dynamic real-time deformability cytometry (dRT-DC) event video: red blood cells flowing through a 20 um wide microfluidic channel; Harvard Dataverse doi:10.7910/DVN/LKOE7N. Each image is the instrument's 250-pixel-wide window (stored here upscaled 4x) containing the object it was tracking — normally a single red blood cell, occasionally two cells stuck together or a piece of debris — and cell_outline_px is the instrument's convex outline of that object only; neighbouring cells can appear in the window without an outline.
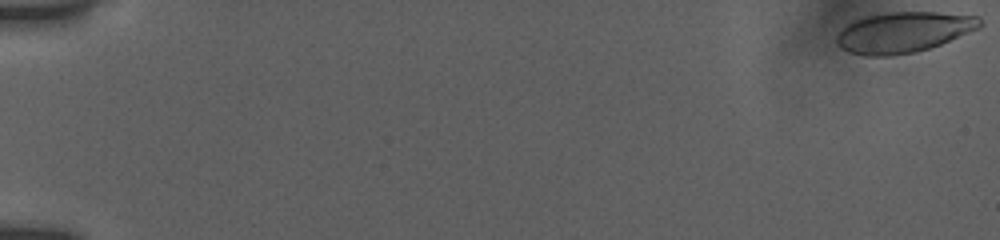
{"species": "human", "species_latin": "Homo sapiens", "temperature_condition": "room temperature", "stored_images_in_passage": 56, "camera_frame_rate_fps": 3000, "um_per_image_px": 0.085, "donor": {"sex": "female"}, "frame": {"image": 1, "passage_image": 1, "time_ms": 0.0, "image_size_px": [1000, 240], "cell_outline_px": [[984, 24], [980, 28], [940, 44], [916, 52], [892, 56], [864, 56], [848, 52], [840, 48], [836, 44], [836, 36], [852, 20], [884, 12], [936, 12], [980, 16]], "centroid_in_image_um": [76.8, 2.74], "position_along_channel_um": 8.2, "area_um2": 34.16}}
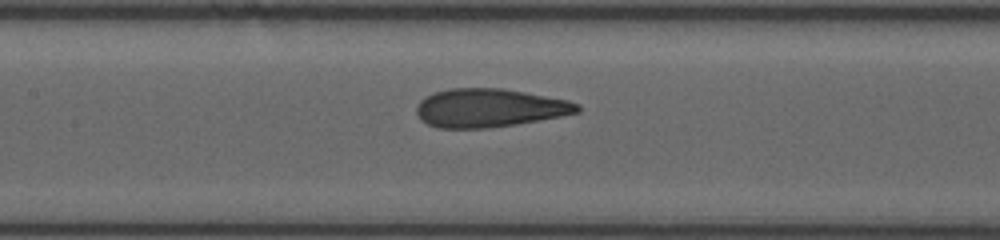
{"frame": {"image": 2, "passage_image": 27, "time_ms": 9.0, "image_size_px": [1000, 240], "cell_outline_px": [[580, 112], [560, 116], [516, 124], [488, 128], [436, 128], [420, 120], [416, 112], [416, 104], [420, 100], [432, 92], [448, 88], [504, 88], [568, 100], [580, 104]], "centroid_in_image_um": [41.56, 9.17], "position_along_channel_um": 165.8, "area_um2": 36.3}}
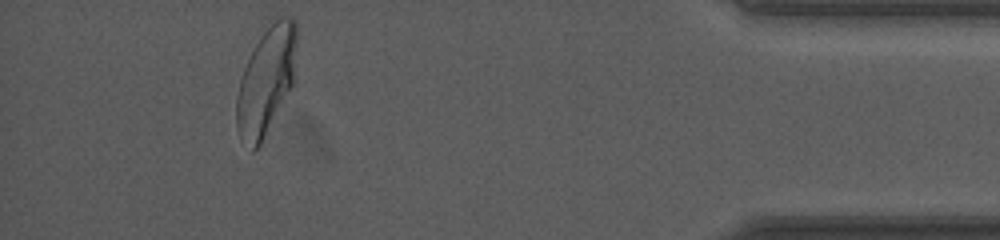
{"frame": {"image": 3, "passage_image": 50, "time_ms": 16.667, "image_size_px": [1000, 240], "cell_outline_px": [[296, 44], [292, 84], [260, 144], [252, 152], [240, 140], [236, 128], [236, 96], [240, 80], [244, 68], [260, 36], [280, 16], [292, 16], [296, 20]], "centroid_in_image_um": [22.59, 6.89], "position_along_channel_um": 412.6, "area_um2": 36.93}, "authors_computed_cell_mechanics": {"area_um2": 36.0672, "velocity_mm_per_s": 3.8526, "shape_relaxation_time_tau1_ms": 7.298, "shape_relaxation_time_tau2_ms": 0.7427, "deformation_change_tau1": 0.239, "deformation_change_tau2": 0.0721}}